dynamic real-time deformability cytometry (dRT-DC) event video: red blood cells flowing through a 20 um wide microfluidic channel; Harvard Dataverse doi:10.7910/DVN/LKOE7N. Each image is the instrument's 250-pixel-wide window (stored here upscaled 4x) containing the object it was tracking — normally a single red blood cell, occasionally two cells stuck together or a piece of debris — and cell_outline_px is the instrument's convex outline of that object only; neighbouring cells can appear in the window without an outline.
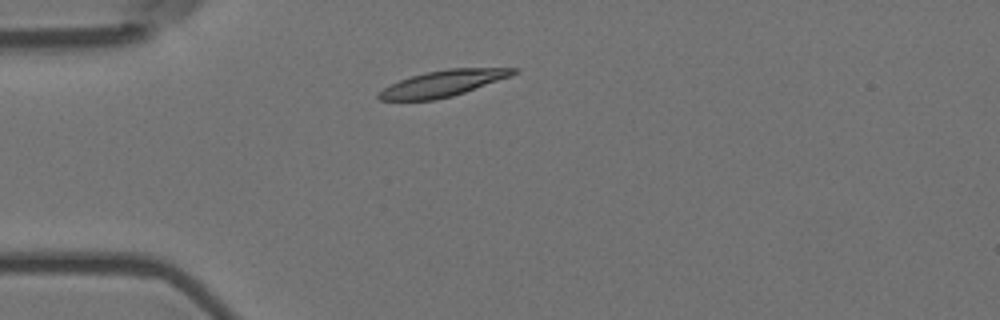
{"species": "Egyptian fruit bat (a non-hibernating species)", "species_latin": "Rousettus aegyptiacus", "temperature_condition": "room temperature", "stored_images_in_passage": 4, "camera_frame_rate_fps": 3000, "um_per_image_px": 0.085, "animal": {"sex": "female"}, "frame": {"image": 1, "passage_image": 1, "time_ms": 0.0, "image_size_px": [1000, 320], "cell_outline_px": [[520, 72], [512, 76], [452, 96], [432, 100], [380, 100], [376, 96], [384, 88], [400, 80], [412, 76], [428, 72], [448, 68], [520, 68]], "centroid_in_image_um": [37.72, 7.08], "position_along_channel_um": 47.3, "area_um2": 20.29}}
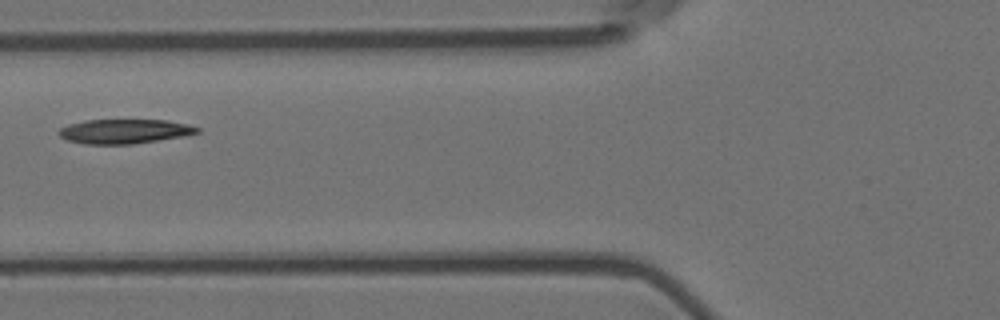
{"frame": {"image": 2, "passage_image": 3, "time_ms": 0.667, "image_size_px": [1000, 320], "cell_outline_px": [[200, 132], [184, 136], [132, 144], [84, 144], [68, 140], [60, 136], [56, 132], [60, 128], [68, 124], [84, 120], [168, 120], [188, 124], [200, 128]], "centroid_in_image_um": [10.57, 11.16], "position_along_channel_um": 115.2, "area_um2": 19.77}}
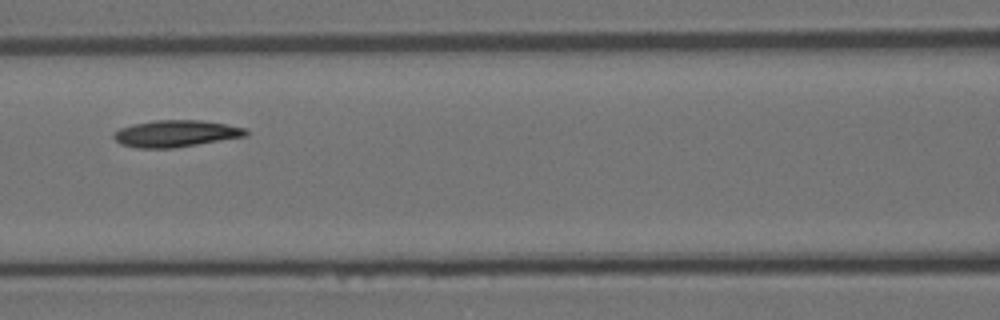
{"frame": {"image": 3, "passage_image": 4, "time_ms": 1.0, "image_size_px": [1000, 320], "cell_outline_px": [[248, 136], [176, 148], [140, 148], [120, 144], [112, 136], [112, 132], [120, 128], [132, 124], [152, 120], [200, 120], [248, 128]], "centroid_in_image_um": [14.95, 11.35], "position_along_channel_um": 151.7, "area_um2": 20.87}}